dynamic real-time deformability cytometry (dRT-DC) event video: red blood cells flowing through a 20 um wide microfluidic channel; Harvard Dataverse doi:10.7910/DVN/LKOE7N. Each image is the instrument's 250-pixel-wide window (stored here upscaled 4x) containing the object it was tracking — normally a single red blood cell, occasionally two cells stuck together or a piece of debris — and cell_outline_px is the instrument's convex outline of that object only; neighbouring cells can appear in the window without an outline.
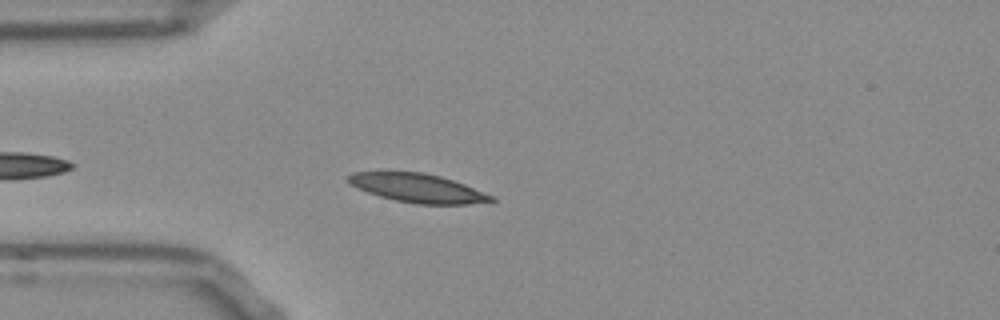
{"species": "Egyptian fruit bat (a non-hibernating species)", "species_latin": "Rousettus aegyptiacus", "temperature_condition": "room temperature", "stored_images_in_passage": 20, "camera_frame_rate_fps": 3000, "um_per_image_px": 0.085, "frame": {"image": 1, "passage_image": 5, "time_ms": 1.333, "image_size_px": [1000, 320], "cell_outline_px": [[496, 200], [468, 204], [416, 204], [396, 200], [380, 196], [368, 192], [344, 180], [352, 172], [424, 172], [440, 176], [464, 184], [492, 196]], "centroid_in_image_um": [35.48, 15.98], "position_along_channel_um": 49.5, "area_um2": 23.52}}
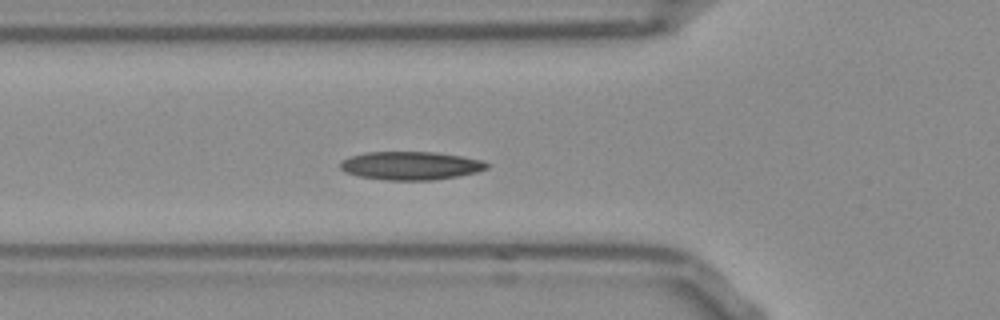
{"frame": {"image": 2, "passage_image": 9, "time_ms": 2.667, "image_size_px": [1000, 320], "cell_outline_px": [[492, 164], [488, 168], [476, 172], [460, 176], [432, 180], [384, 180], [360, 176], [344, 172], [340, 168], [340, 160], [348, 156], [364, 152], [436, 152], [484, 160]], "centroid_in_image_um": [34.91, 14.07], "position_along_channel_um": 90.9, "area_um2": 24.51}}
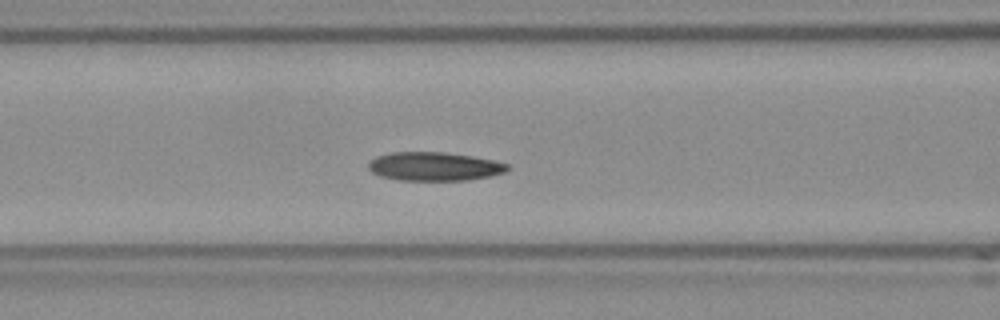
{"frame": {"image": 3, "passage_image": 12, "time_ms": 3.667, "image_size_px": [1000, 320], "cell_outline_px": [[512, 168], [504, 172], [488, 176], [468, 180], [400, 180], [380, 176], [372, 172], [368, 168], [368, 164], [376, 156], [392, 152], [444, 152], [472, 156], [492, 160], [508, 164]], "centroid_in_image_um": [36.91, 14.14], "position_along_channel_um": 129.7, "area_um2": 23.12}}